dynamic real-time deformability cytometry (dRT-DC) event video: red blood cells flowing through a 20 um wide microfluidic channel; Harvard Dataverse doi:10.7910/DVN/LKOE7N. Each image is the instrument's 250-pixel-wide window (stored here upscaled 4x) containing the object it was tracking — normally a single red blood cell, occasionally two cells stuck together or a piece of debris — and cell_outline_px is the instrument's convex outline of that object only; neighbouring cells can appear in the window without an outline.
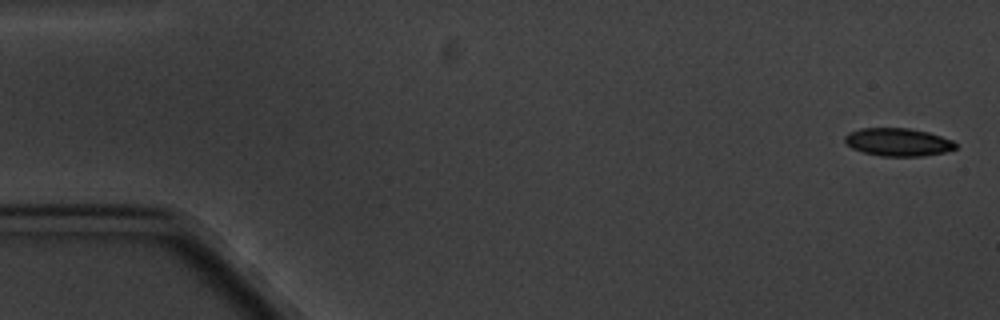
{"species": "common noctule bat (a hibernating species)", "species_latin": "Nyctalus noctula", "temperature_condition": "cold", "stored_images_in_passage": 6, "camera_frame_rate_fps": 3000, "um_per_image_px": 0.085, "animal": {"sex": "male", "body_mass_g": 20.1, "forearm_length_mm": 53.5}, "frame": {"image": 1, "passage_image": 1, "time_ms": 0.0, "image_size_px": [1000, 320], "cell_outline_px": [[956, 148], [944, 152], [924, 156], [880, 156], [864, 152], [852, 148], [844, 140], [844, 136], [848, 132], [860, 128], [908, 128], [928, 132], [952, 140], [956, 144]], "centroid_in_image_um": [76.31, 12.07], "position_along_channel_um": 8.7, "area_um2": 17.98}}
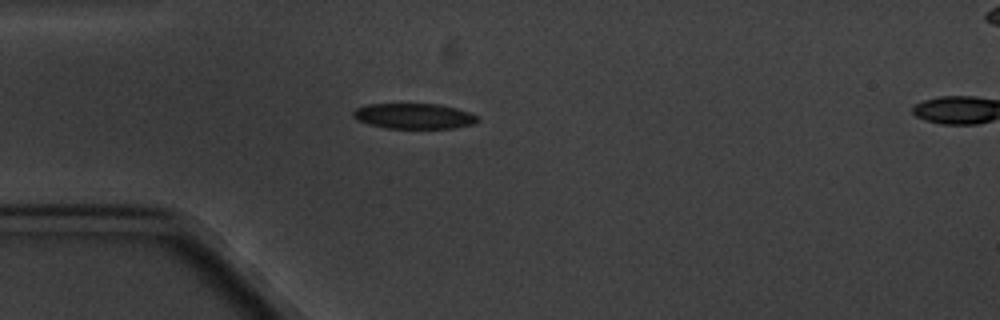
{"frame": {"image": 2, "passage_image": 5, "time_ms": 4.667, "image_size_px": [1000, 320], "cell_outline_px": [[480, 120], [472, 124], [452, 128], [388, 128], [368, 124], [356, 120], [352, 116], [352, 112], [356, 108], [368, 104], [436, 104], [456, 108], [480, 116]], "centroid_in_image_um": [35.17, 9.87], "position_along_channel_um": 49.8, "area_um2": 18.44}}